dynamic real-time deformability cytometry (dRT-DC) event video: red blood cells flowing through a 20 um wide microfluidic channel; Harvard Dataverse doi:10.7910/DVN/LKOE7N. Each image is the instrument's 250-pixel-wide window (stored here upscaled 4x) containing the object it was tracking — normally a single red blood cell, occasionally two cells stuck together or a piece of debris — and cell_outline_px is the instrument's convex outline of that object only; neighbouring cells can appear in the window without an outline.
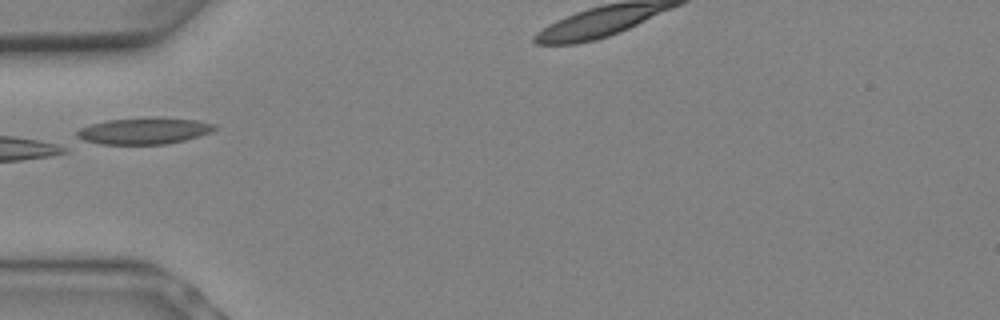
{"species": "Egyptian fruit bat (a non-hibernating species)", "species_latin": "Rousettus aegyptiacus", "temperature_condition": "warm", "stored_images_in_passage": 9, "camera_frame_rate_fps": 3000, "um_per_image_px": 0.085, "animal": {"sex": "female"}, "frame": {"image": 1, "passage_image": 6, "time_ms": 1.667, "image_size_px": [1000, 320], "cell_outline_px": [[216, 128], [212, 132], [184, 140], [164, 144], [100, 144], [76, 140], [76, 132], [80, 128], [92, 124], [108, 120], [196, 120], [216, 124]], "centroid_in_image_um": [12.16, 11.18], "position_along_channel_um": 72.8, "area_um2": 20.29}}